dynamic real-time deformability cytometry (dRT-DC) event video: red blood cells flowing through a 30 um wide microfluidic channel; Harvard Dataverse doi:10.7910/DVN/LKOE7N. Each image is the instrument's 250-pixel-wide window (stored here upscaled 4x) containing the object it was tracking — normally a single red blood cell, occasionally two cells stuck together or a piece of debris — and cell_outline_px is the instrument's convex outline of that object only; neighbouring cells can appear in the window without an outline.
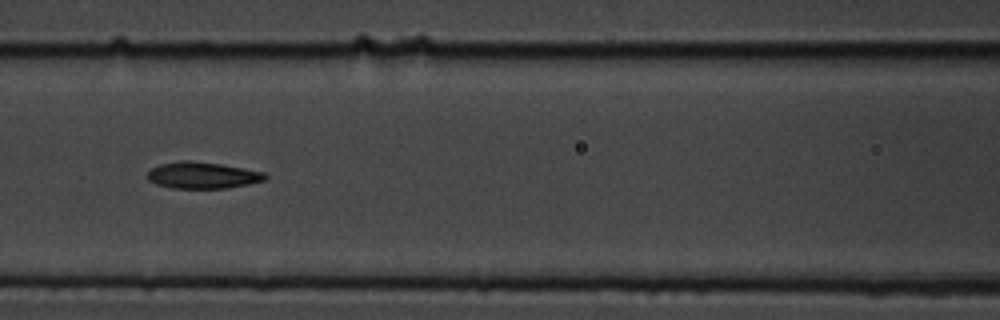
{"species": "common noctule bat (a hibernating species)", "species_latin": "Nyctalus noctula", "temperature_condition": "cold", "stored_images_in_passage": 20, "camera_frame_rate_fps": 3000, "um_per_image_px": 0.085, "animal": {"sex": "male", "body_mass_g": 19.5, "forearm_length_mm": 54.6}, "frame": {"image": 1, "passage_image": 9, "time_ms": 2.667, "image_size_px": [1000, 320], "cell_outline_px": [[268, 176], [264, 180], [248, 184], [228, 188], [172, 188], [156, 184], [148, 180], [148, 172], [152, 168], [160, 164], [180, 160], [192, 160], [220, 164], [244, 168], [264, 172]], "centroid_in_image_um": [17.21, 14.89], "position_along_channel_um": 149.4, "area_um2": 18.21}}
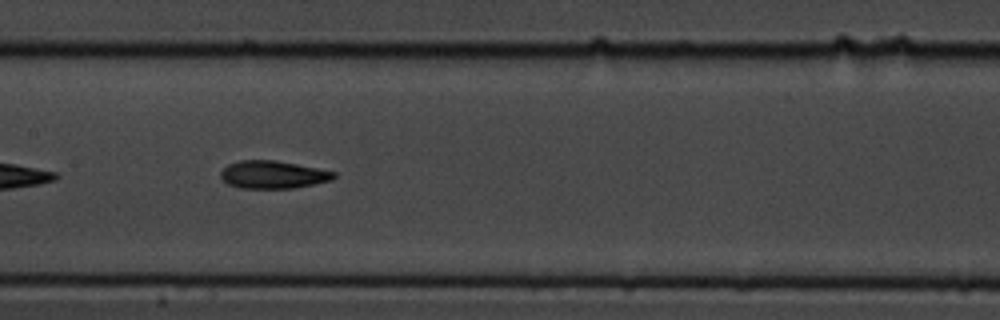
{"frame": {"image": 2, "passage_image": 12, "time_ms": 3.667, "image_size_px": [1000, 320], "cell_outline_px": [[336, 176], [332, 180], [292, 188], [240, 188], [228, 184], [220, 176], [220, 172], [228, 164], [240, 160], [276, 160], [336, 172]], "centroid_in_image_um": [23.18, 14.84], "position_along_channel_um": 184.2, "area_um2": 18.15}}